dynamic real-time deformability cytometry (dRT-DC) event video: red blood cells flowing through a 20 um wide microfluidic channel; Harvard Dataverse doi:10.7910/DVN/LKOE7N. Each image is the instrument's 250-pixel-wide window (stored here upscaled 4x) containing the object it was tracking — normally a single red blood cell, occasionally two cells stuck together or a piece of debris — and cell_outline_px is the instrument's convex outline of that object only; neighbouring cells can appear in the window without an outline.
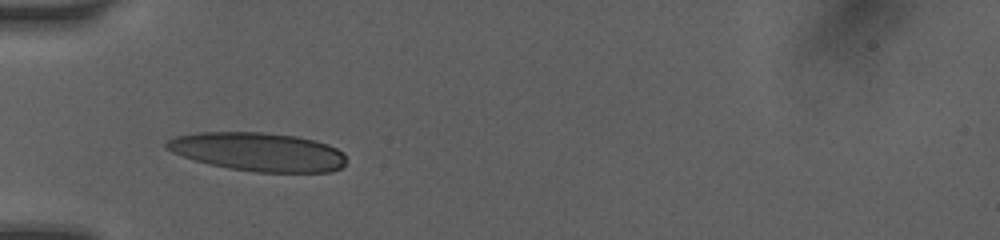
{"species": "human", "species_latin": "Homo sapiens", "temperature_condition": "room temperature", "stored_images_in_passage": 23, "camera_frame_rate_fps": 3000, "um_per_image_px": 0.085, "donor": {"sex": "female"}, "frame": {"image": 1, "passage_image": 1, "time_ms": 0.0, "image_size_px": [1000, 240], "cell_outline_px": [[344, 164], [340, 168], [332, 172], [256, 172], [228, 168], [208, 164], [172, 152], [164, 148], [164, 144], [168, 140], [176, 136], [196, 132], [264, 132], [296, 136], [328, 144], [344, 152]], "centroid_in_image_um": [21.93, 12.9], "position_along_channel_um": 63.1, "area_um2": 40.46}}
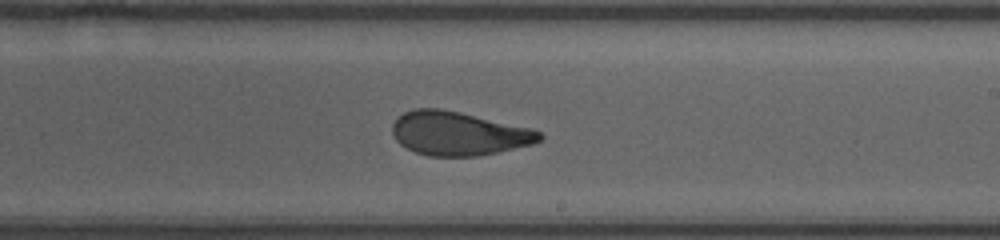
{"frame": {"image": 2, "passage_image": 10, "time_ms": 4.667, "image_size_px": [1000, 240], "cell_outline_px": [[544, 140], [532, 144], [496, 152], [476, 156], [428, 156], [416, 152], [400, 144], [396, 140], [392, 132], [392, 124], [404, 112], [416, 108], [440, 108], [460, 112], [532, 128], [540, 132], [544, 136]], "centroid_in_image_um": [38.99, 11.34], "position_along_channel_um": 250.0, "area_um2": 37.45}}
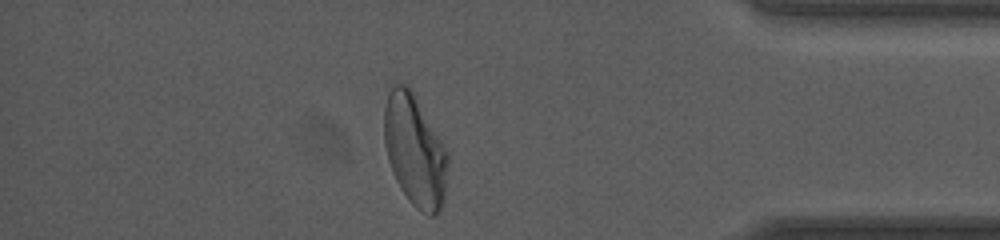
{"frame": {"image": 3, "passage_image": 19, "time_ms": 9.0, "image_size_px": [1000, 240], "cell_outline_px": [[448, 164], [444, 204], [436, 216], [428, 216], [416, 208], [408, 200], [400, 188], [392, 172], [388, 160], [384, 144], [384, 108], [388, 92], [392, 84], [396, 80], [408, 84], [416, 96], [448, 152]], "centroid_in_image_um": [35.25, 12.78], "position_along_channel_um": 399.9, "area_um2": 42.14}, "authors_computed_cell_mechanics": {"area_um2": 38.8416, "velocity_mm_per_s": 4.1091, "shape_relaxation_time_tau1_ms": 5.6518, "shape_relaxation_time_tau2_ms": 0.9743, "deformation_change_tau1": 0.191, "deformation_change_tau2": 0.0813}}